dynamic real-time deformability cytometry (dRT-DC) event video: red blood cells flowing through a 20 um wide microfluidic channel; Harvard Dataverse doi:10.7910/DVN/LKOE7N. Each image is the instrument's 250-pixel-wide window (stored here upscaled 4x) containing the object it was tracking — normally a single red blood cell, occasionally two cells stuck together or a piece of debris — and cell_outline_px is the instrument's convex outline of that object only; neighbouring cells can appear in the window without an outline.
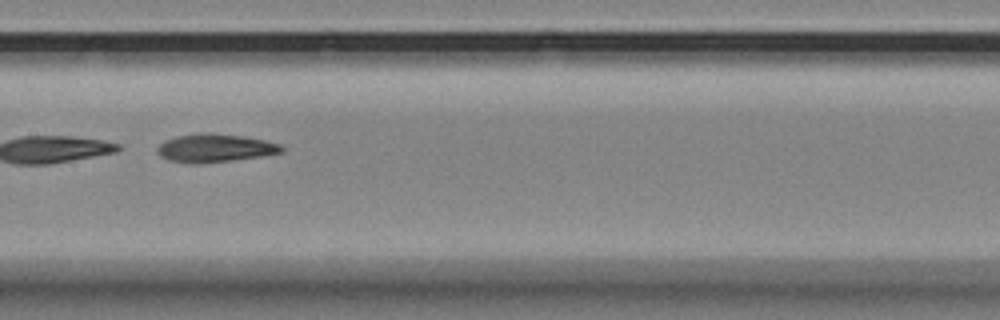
{"species": "Egyptian fruit bat (a non-hibernating species)", "species_latin": "Rousettus aegyptiacus", "temperature_condition": "room temperature", "stored_images_in_passage": 15, "camera_frame_rate_fps": 3000, "um_per_image_px": 0.085, "animal": {"sex": "female"}, "frame": {"image": 1, "passage_image": 13, "time_ms": 4.0, "image_size_px": [1000, 320], "cell_outline_px": [[284, 152], [260, 156], [232, 160], [200, 164], [192, 164], [168, 160], [160, 156], [156, 152], [156, 148], [164, 140], [176, 136], [200, 132], [208, 132], [240, 136], [264, 140], [280, 144], [284, 148]], "centroid_in_image_um": [18.22, 12.58], "position_along_channel_um": 189.2, "area_um2": 20.58}}